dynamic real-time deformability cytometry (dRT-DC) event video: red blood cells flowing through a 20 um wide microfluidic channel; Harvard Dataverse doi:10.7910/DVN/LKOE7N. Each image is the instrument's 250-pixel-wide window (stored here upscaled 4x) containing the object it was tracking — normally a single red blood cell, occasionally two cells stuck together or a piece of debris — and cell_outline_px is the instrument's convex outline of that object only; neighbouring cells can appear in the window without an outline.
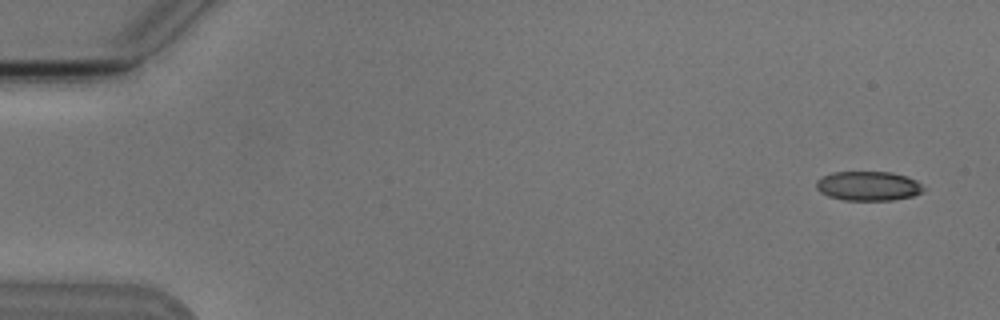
{"species": "Egyptian fruit bat (a non-hibernating species)", "species_latin": "Rousettus aegyptiacus", "temperature_condition": "cold", "stored_images_in_passage": 4, "camera_frame_rate_fps": 3000, "um_per_image_px": 0.085, "animal": {"sex": "male"}, "frame": {"image": 1, "passage_image": 1, "time_ms": 0.0, "image_size_px": [1000, 320], "cell_outline_px": [[924, 188], [920, 192], [912, 196], [892, 200], [844, 200], [828, 196], [820, 192], [816, 188], [816, 180], [832, 172], [892, 172], [916, 180]], "centroid_in_image_um": [73.76, 15.81], "position_along_channel_um": 11.2, "area_um2": 18.21}}
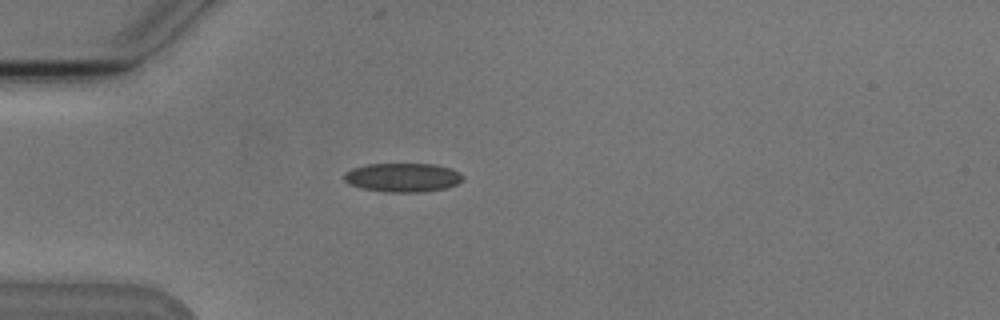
{"frame": {"image": 2, "passage_image": 4, "time_ms": 4.333, "image_size_px": [1000, 320], "cell_outline_px": [[464, 180], [448, 188], [424, 192], [388, 192], [360, 188], [344, 180], [344, 172], [352, 168], [368, 164], [436, 164], [452, 168], [464, 176]], "centroid_in_image_um": [34.27, 15.08], "position_along_channel_um": 50.7, "area_um2": 20.17}}